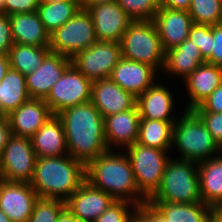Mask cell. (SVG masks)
Here are the masks:
<instances>
[{
    "label": "cell",
    "instance_id": "6da1fadb",
    "mask_svg": "<svg viewBox=\"0 0 222 222\" xmlns=\"http://www.w3.org/2000/svg\"><path fill=\"white\" fill-rule=\"evenodd\" d=\"M57 115L63 122L69 156L86 166L109 150L104 117L91 101L68 107Z\"/></svg>",
    "mask_w": 222,
    "mask_h": 222
},
{
    "label": "cell",
    "instance_id": "7a4b0ae2",
    "mask_svg": "<svg viewBox=\"0 0 222 222\" xmlns=\"http://www.w3.org/2000/svg\"><path fill=\"white\" fill-rule=\"evenodd\" d=\"M85 174L86 181L115 200L130 201L137 207L148 200L139 191L129 157L125 154H113V150H108L85 166Z\"/></svg>",
    "mask_w": 222,
    "mask_h": 222
},
{
    "label": "cell",
    "instance_id": "3957f363",
    "mask_svg": "<svg viewBox=\"0 0 222 222\" xmlns=\"http://www.w3.org/2000/svg\"><path fill=\"white\" fill-rule=\"evenodd\" d=\"M85 165L68 154L37 158L30 185L38 197L66 201L86 180Z\"/></svg>",
    "mask_w": 222,
    "mask_h": 222
},
{
    "label": "cell",
    "instance_id": "277c9868",
    "mask_svg": "<svg viewBox=\"0 0 222 222\" xmlns=\"http://www.w3.org/2000/svg\"><path fill=\"white\" fill-rule=\"evenodd\" d=\"M197 164L183 159H169L159 188L147 202H202Z\"/></svg>",
    "mask_w": 222,
    "mask_h": 222
},
{
    "label": "cell",
    "instance_id": "5b68a950",
    "mask_svg": "<svg viewBox=\"0 0 222 222\" xmlns=\"http://www.w3.org/2000/svg\"><path fill=\"white\" fill-rule=\"evenodd\" d=\"M183 114L174 123L172 136V145L177 146L182 156L179 159L200 163L213 158L211 155L219 150L222 152L212 133L193 110L185 109Z\"/></svg>",
    "mask_w": 222,
    "mask_h": 222
},
{
    "label": "cell",
    "instance_id": "8992f818",
    "mask_svg": "<svg viewBox=\"0 0 222 222\" xmlns=\"http://www.w3.org/2000/svg\"><path fill=\"white\" fill-rule=\"evenodd\" d=\"M122 58L164 68L165 54L153 20L132 21L121 41Z\"/></svg>",
    "mask_w": 222,
    "mask_h": 222
},
{
    "label": "cell",
    "instance_id": "52a82bcc",
    "mask_svg": "<svg viewBox=\"0 0 222 222\" xmlns=\"http://www.w3.org/2000/svg\"><path fill=\"white\" fill-rule=\"evenodd\" d=\"M139 191L149 199L159 188L166 164V152L154 147L134 143L126 148Z\"/></svg>",
    "mask_w": 222,
    "mask_h": 222
},
{
    "label": "cell",
    "instance_id": "ba28073f",
    "mask_svg": "<svg viewBox=\"0 0 222 222\" xmlns=\"http://www.w3.org/2000/svg\"><path fill=\"white\" fill-rule=\"evenodd\" d=\"M90 13L80 8L63 26L50 34V51L72 58L97 42Z\"/></svg>",
    "mask_w": 222,
    "mask_h": 222
},
{
    "label": "cell",
    "instance_id": "9c48e42d",
    "mask_svg": "<svg viewBox=\"0 0 222 222\" xmlns=\"http://www.w3.org/2000/svg\"><path fill=\"white\" fill-rule=\"evenodd\" d=\"M36 159L31 138L10 134L0 155V179L30 183Z\"/></svg>",
    "mask_w": 222,
    "mask_h": 222
},
{
    "label": "cell",
    "instance_id": "30bf717a",
    "mask_svg": "<svg viewBox=\"0 0 222 222\" xmlns=\"http://www.w3.org/2000/svg\"><path fill=\"white\" fill-rule=\"evenodd\" d=\"M122 58L120 42L97 41L72 58L73 66L91 82L109 78Z\"/></svg>",
    "mask_w": 222,
    "mask_h": 222
},
{
    "label": "cell",
    "instance_id": "8fae6325",
    "mask_svg": "<svg viewBox=\"0 0 222 222\" xmlns=\"http://www.w3.org/2000/svg\"><path fill=\"white\" fill-rule=\"evenodd\" d=\"M92 82L71 64L44 101L52 114L91 100Z\"/></svg>",
    "mask_w": 222,
    "mask_h": 222
},
{
    "label": "cell",
    "instance_id": "7c38bea8",
    "mask_svg": "<svg viewBox=\"0 0 222 222\" xmlns=\"http://www.w3.org/2000/svg\"><path fill=\"white\" fill-rule=\"evenodd\" d=\"M116 200L108 193L84 181L66 201V209L79 222H93Z\"/></svg>",
    "mask_w": 222,
    "mask_h": 222
},
{
    "label": "cell",
    "instance_id": "4fadbf2b",
    "mask_svg": "<svg viewBox=\"0 0 222 222\" xmlns=\"http://www.w3.org/2000/svg\"><path fill=\"white\" fill-rule=\"evenodd\" d=\"M86 10L91 15L99 41L120 42L133 21L116 1L91 5Z\"/></svg>",
    "mask_w": 222,
    "mask_h": 222
},
{
    "label": "cell",
    "instance_id": "5bb4252c",
    "mask_svg": "<svg viewBox=\"0 0 222 222\" xmlns=\"http://www.w3.org/2000/svg\"><path fill=\"white\" fill-rule=\"evenodd\" d=\"M37 198L38 195L30 183L0 179V210L11 222H27Z\"/></svg>",
    "mask_w": 222,
    "mask_h": 222
},
{
    "label": "cell",
    "instance_id": "9a60e30c",
    "mask_svg": "<svg viewBox=\"0 0 222 222\" xmlns=\"http://www.w3.org/2000/svg\"><path fill=\"white\" fill-rule=\"evenodd\" d=\"M71 64V58L50 51L42 64L26 76L30 98L45 99L52 86L63 76Z\"/></svg>",
    "mask_w": 222,
    "mask_h": 222
},
{
    "label": "cell",
    "instance_id": "2e32d148",
    "mask_svg": "<svg viewBox=\"0 0 222 222\" xmlns=\"http://www.w3.org/2000/svg\"><path fill=\"white\" fill-rule=\"evenodd\" d=\"M90 101L104 118L136 106V97L110 78L92 82Z\"/></svg>",
    "mask_w": 222,
    "mask_h": 222
},
{
    "label": "cell",
    "instance_id": "e0dca14e",
    "mask_svg": "<svg viewBox=\"0 0 222 222\" xmlns=\"http://www.w3.org/2000/svg\"><path fill=\"white\" fill-rule=\"evenodd\" d=\"M153 21L165 52L179 46L188 38L194 24L188 11L165 7H160Z\"/></svg>",
    "mask_w": 222,
    "mask_h": 222
},
{
    "label": "cell",
    "instance_id": "ac0fdd59",
    "mask_svg": "<svg viewBox=\"0 0 222 222\" xmlns=\"http://www.w3.org/2000/svg\"><path fill=\"white\" fill-rule=\"evenodd\" d=\"M51 115L44 99L30 98L7 115L10 133L31 138Z\"/></svg>",
    "mask_w": 222,
    "mask_h": 222
},
{
    "label": "cell",
    "instance_id": "d6986e66",
    "mask_svg": "<svg viewBox=\"0 0 222 222\" xmlns=\"http://www.w3.org/2000/svg\"><path fill=\"white\" fill-rule=\"evenodd\" d=\"M156 71L148 64L121 58L109 78L137 97L155 83Z\"/></svg>",
    "mask_w": 222,
    "mask_h": 222
},
{
    "label": "cell",
    "instance_id": "ffe728a7",
    "mask_svg": "<svg viewBox=\"0 0 222 222\" xmlns=\"http://www.w3.org/2000/svg\"><path fill=\"white\" fill-rule=\"evenodd\" d=\"M140 115L135 106L104 118L105 140L109 150L112 145L119 144L127 148L137 142ZM113 143V144H112Z\"/></svg>",
    "mask_w": 222,
    "mask_h": 222
},
{
    "label": "cell",
    "instance_id": "44dd1931",
    "mask_svg": "<svg viewBox=\"0 0 222 222\" xmlns=\"http://www.w3.org/2000/svg\"><path fill=\"white\" fill-rule=\"evenodd\" d=\"M31 140L37 158L60 157L68 152L63 122L57 114L51 115Z\"/></svg>",
    "mask_w": 222,
    "mask_h": 222
},
{
    "label": "cell",
    "instance_id": "7402d4cb",
    "mask_svg": "<svg viewBox=\"0 0 222 222\" xmlns=\"http://www.w3.org/2000/svg\"><path fill=\"white\" fill-rule=\"evenodd\" d=\"M14 43L50 47V34L37 11L9 15Z\"/></svg>",
    "mask_w": 222,
    "mask_h": 222
},
{
    "label": "cell",
    "instance_id": "603a6c76",
    "mask_svg": "<svg viewBox=\"0 0 222 222\" xmlns=\"http://www.w3.org/2000/svg\"><path fill=\"white\" fill-rule=\"evenodd\" d=\"M185 82L191 98L186 110H193L222 83V66L204 62L185 78Z\"/></svg>",
    "mask_w": 222,
    "mask_h": 222
},
{
    "label": "cell",
    "instance_id": "cb8c5ba5",
    "mask_svg": "<svg viewBox=\"0 0 222 222\" xmlns=\"http://www.w3.org/2000/svg\"><path fill=\"white\" fill-rule=\"evenodd\" d=\"M172 93L161 84H153L136 97L140 119L176 121L171 118L173 106Z\"/></svg>",
    "mask_w": 222,
    "mask_h": 222
},
{
    "label": "cell",
    "instance_id": "d4e9b609",
    "mask_svg": "<svg viewBox=\"0 0 222 222\" xmlns=\"http://www.w3.org/2000/svg\"><path fill=\"white\" fill-rule=\"evenodd\" d=\"M198 164L202 202L213 208L222 203V154Z\"/></svg>",
    "mask_w": 222,
    "mask_h": 222
},
{
    "label": "cell",
    "instance_id": "484cf974",
    "mask_svg": "<svg viewBox=\"0 0 222 222\" xmlns=\"http://www.w3.org/2000/svg\"><path fill=\"white\" fill-rule=\"evenodd\" d=\"M204 62L206 61L198 46L190 38H186L179 46L166 51L163 70L186 78Z\"/></svg>",
    "mask_w": 222,
    "mask_h": 222
},
{
    "label": "cell",
    "instance_id": "4316f807",
    "mask_svg": "<svg viewBox=\"0 0 222 222\" xmlns=\"http://www.w3.org/2000/svg\"><path fill=\"white\" fill-rule=\"evenodd\" d=\"M148 203H150L168 222H210L213 218V208L203 202Z\"/></svg>",
    "mask_w": 222,
    "mask_h": 222
},
{
    "label": "cell",
    "instance_id": "83f0119b",
    "mask_svg": "<svg viewBox=\"0 0 222 222\" xmlns=\"http://www.w3.org/2000/svg\"><path fill=\"white\" fill-rule=\"evenodd\" d=\"M29 99L26 76L9 68L0 83V114L8 115Z\"/></svg>",
    "mask_w": 222,
    "mask_h": 222
},
{
    "label": "cell",
    "instance_id": "f1b7e54d",
    "mask_svg": "<svg viewBox=\"0 0 222 222\" xmlns=\"http://www.w3.org/2000/svg\"><path fill=\"white\" fill-rule=\"evenodd\" d=\"M176 121L140 119L136 143L161 150L172 147L173 125Z\"/></svg>",
    "mask_w": 222,
    "mask_h": 222
},
{
    "label": "cell",
    "instance_id": "f546056e",
    "mask_svg": "<svg viewBox=\"0 0 222 222\" xmlns=\"http://www.w3.org/2000/svg\"><path fill=\"white\" fill-rule=\"evenodd\" d=\"M81 8L80 0L40 2L37 12L49 34L63 26Z\"/></svg>",
    "mask_w": 222,
    "mask_h": 222
},
{
    "label": "cell",
    "instance_id": "4dcf8cb0",
    "mask_svg": "<svg viewBox=\"0 0 222 222\" xmlns=\"http://www.w3.org/2000/svg\"><path fill=\"white\" fill-rule=\"evenodd\" d=\"M49 52V47L14 43L8 54L10 68L27 76L42 64Z\"/></svg>",
    "mask_w": 222,
    "mask_h": 222
},
{
    "label": "cell",
    "instance_id": "1f68e13d",
    "mask_svg": "<svg viewBox=\"0 0 222 222\" xmlns=\"http://www.w3.org/2000/svg\"><path fill=\"white\" fill-rule=\"evenodd\" d=\"M188 13L196 24L213 26L221 23L222 0H192Z\"/></svg>",
    "mask_w": 222,
    "mask_h": 222
},
{
    "label": "cell",
    "instance_id": "d6a6232c",
    "mask_svg": "<svg viewBox=\"0 0 222 222\" xmlns=\"http://www.w3.org/2000/svg\"><path fill=\"white\" fill-rule=\"evenodd\" d=\"M66 209L64 201L38 197L33 212L27 222H57L60 214Z\"/></svg>",
    "mask_w": 222,
    "mask_h": 222
},
{
    "label": "cell",
    "instance_id": "836d02e7",
    "mask_svg": "<svg viewBox=\"0 0 222 222\" xmlns=\"http://www.w3.org/2000/svg\"><path fill=\"white\" fill-rule=\"evenodd\" d=\"M118 5L133 20H154L160 9L159 0H117Z\"/></svg>",
    "mask_w": 222,
    "mask_h": 222
},
{
    "label": "cell",
    "instance_id": "e575fe53",
    "mask_svg": "<svg viewBox=\"0 0 222 222\" xmlns=\"http://www.w3.org/2000/svg\"><path fill=\"white\" fill-rule=\"evenodd\" d=\"M190 40L201 51L203 59L206 61L212 52L213 26L194 23L189 31Z\"/></svg>",
    "mask_w": 222,
    "mask_h": 222
},
{
    "label": "cell",
    "instance_id": "d590c367",
    "mask_svg": "<svg viewBox=\"0 0 222 222\" xmlns=\"http://www.w3.org/2000/svg\"><path fill=\"white\" fill-rule=\"evenodd\" d=\"M135 204L130 201L116 200L111 206L93 222H129L133 213H130L128 206Z\"/></svg>",
    "mask_w": 222,
    "mask_h": 222
},
{
    "label": "cell",
    "instance_id": "8d00e7d4",
    "mask_svg": "<svg viewBox=\"0 0 222 222\" xmlns=\"http://www.w3.org/2000/svg\"><path fill=\"white\" fill-rule=\"evenodd\" d=\"M222 149V113L195 112Z\"/></svg>",
    "mask_w": 222,
    "mask_h": 222
},
{
    "label": "cell",
    "instance_id": "74e56055",
    "mask_svg": "<svg viewBox=\"0 0 222 222\" xmlns=\"http://www.w3.org/2000/svg\"><path fill=\"white\" fill-rule=\"evenodd\" d=\"M129 222H168L150 203L146 202L133 208Z\"/></svg>",
    "mask_w": 222,
    "mask_h": 222
},
{
    "label": "cell",
    "instance_id": "f35d334b",
    "mask_svg": "<svg viewBox=\"0 0 222 222\" xmlns=\"http://www.w3.org/2000/svg\"><path fill=\"white\" fill-rule=\"evenodd\" d=\"M41 0H5L4 14L30 13L37 11Z\"/></svg>",
    "mask_w": 222,
    "mask_h": 222
},
{
    "label": "cell",
    "instance_id": "ab89813d",
    "mask_svg": "<svg viewBox=\"0 0 222 222\" xmlns=\"http://www.w3.org/2000/svg\"><path fill=\"white\" fill-rule=\"evenodd\" d=\"M193 111L222 113V83Z\"/></svg>",
    "mask_w": 222,
    "mask_h": 222
},
{
    "label": "cell",
    "instance_id": "60d3db41",
    "mask_svg": "<svg viewBox=\"0 0 222 222\" xmlns=\"http://www.w3.org/2000/svg\"><path fill=\"white\" fill-rule=\"evenodd\" d=\"M13 44L9 15L0 12V53L8 55Z\"/></svg>",
    "mask_w": 222,
    "mask_h": 222
},
{
    "label": "cell",
    "instance_id": "b9f144b4",
    "mask_svg": "<svg viewBox=\"0 0 222 222\" xmlns=\"http://www.w3.org/2000/svg\"><path fill=\"white\" fill-rule=\"evenodd\" d=\"M206 62L222 66V23L213 25L212 52Z\"/></svg>",
    "mask_w": 222,
    "mask_h": 222
},
{
    "label": "cell",
    "instance_id": "7bdbcfd3",
    "mask_svg": "<svg viewBox=\"0 0 222 222\" xmlns=\"http://www.w3.org/2000/svg\"><path fill=\"white\" fill-rule=\"evenodd\" d=\"M10 134L11 133L7 115L0 114V155L2 154V151Z\"/></svg>",
    "mask_w": 222,
    "mask_h": 222
},
{
    "label": "cell",
    "instance_id": "ee69618b",
    "mask_svg": "<svg viewBox=\"0 0 222 222\" xmlns=\"http://www.w3.org/2000/svg\"><path fill=\"white\" fill-rule=\"evenodd\" d=\"M192 0H159L160 7L188 11Z\"/></svg>",
    "mask_w": 222,
    "mask_h": 222
},
{
    "label": "cell",
    "instance_id": "f6af8a7d",
    "mask_svg": "<svg viewBox=\"0 0 222 222\" xmlns=\"http://www.w3.org/2000/svg\"><path fill=\"white\" fill-rule=\"evenodd\" d=\"M10 68L9 56L0 53V83Z\"/></svg>",
    "mask_w": 222,
    "mask_h": 222
},
{
    "label": "cell",
    "instance_id": "bcb514c9",
    "mask_svg": "<svg viewBox=\"0 0 222 222\" xmlns=\"http://www.w3.org/2000/svg\"><path fill=\"white\" fill-rule=\"evenodd\" d=\"M57 222H79L67 209L57 219Z\"/></svg>",
    "mask_w": 222,
    "mask_h": 222
},
{
    "label": "cell",
    "instance_id": "7dc6e473",
    "mask_svg": "<svg viewBox=\"0 0 222 222\" xmlns=\"http://www.w3.org/2000/svg\"><path fill=\"white\" fill-rule=\"evenodd\" d=\"M117 0H80V6L83 9H87L91 5L106 3V2H113Z\"/></svg>",
    "mask_w": 222,
    "mask_h": 222
},
{
    "label": "cell",
    "instance_id": "c3c4849f",
    "mask_svg": "<svg viewBox=\"0 0 222 222\" xmlns=\"http://www.w3.org/2000/svg\"><path fill=\"white\" fill-rule=\"evenodd\" d=\"M213 218L217 222H222V203L213 207Z\"/></svg>",
    "mask_w": 222,
    "mask_h": 222
},
{
    "label": "cell",
    "instance_id": "681fc988",
    "mask_svg": "<svg viewBox=\"0 0 222 222\" xmlns=\"http://www.w3.org/2000/svg\"><path fill=\"white\" fill-rule=\"evenodd\" d=\"M0 222H11L10 218L0 210Z\"/></svg>",
    "mask_w": 222,
    "mask_h": 222
},
{
    "label": "cell",
    "instance_id": "f907efd6",
    "mask_svg": "<svg viewBox=\"0 0 222 222\" xmlns=\"http://www.w3.org/2000/svg\"><path fill=\"white\" fill-rule=\"evenodd\" d=\"M4 3L5 0H0V12L4 13Z\"/></svg>",
    "mask_w": 222,
    "mask_h": 222
},
{
    "label": "cell",
    "instance_id": "816d5d0a",
    "mask_svg": "<svg viewBox=\"0 0 222 222\" xmlns=\"http://www.w3.org/2000/svg\"><path fill=\"white\" fill-rule=\"evenodd\" d=\"M59 1H63V0H41V2H49V3L59 2Z\"/></svg>",
    "mask_w": 222,
    "mask_h": 222
},
{
    "label": "cell",
    "instance_id": "f5cc1de1",
    "mask_svg": "<svg viewBox=\"0 0 222 222\" xmlns=\"http://www.w3.org/2000/svg\"><path fill=\"white\" fill-rule=\"evenodd\" d=\"M210 222H217L214 218H212L211 220H210Z\"/></svg>",
    "mask_w": 222,
    "mask_h": 222
}]
</instances>
